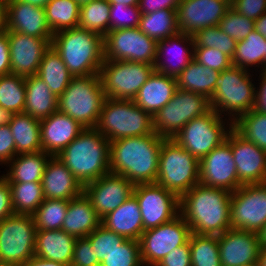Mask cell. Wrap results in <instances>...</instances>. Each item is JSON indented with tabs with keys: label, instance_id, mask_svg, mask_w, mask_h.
Returning <instances> with one entry per match:
<instances>
[{
	"label": "cell",
	"instance_id": "obj_1",
	"mask_svg": "<svg viewBox=\"0 0 266 266\" xmlns=\"http://www.w3.org/2000/svg\"><path fill=\"white\" fill-rule=\"evenodd\" d=\"M231 192L196 184L180 198V215L191 232L219 236L231 229Z\"/></svg>",
	"mask_w": 266,
	"mask_h": 266
},
{
	"label": "cell",
	"instance_id": "obj_31",
	"mask_svg": "<svg viewBox=\"0 0 266 266\" xmlns=\"http://www.w3.org/2000/svg\"><path fill=\"white\" fill-rule=\"evenodd\" d=\"M25 88L24 113L41 120L58 111V97L37 75L25 77Z\"/></svg>",
	"mask_w": 266,
	"mask_h": 266
},
{
	"label": "cell",
	"instance_id": "obj_2",
	"mask_svg": "<svg viewBox=\"0 0 266 266\" xmlns=\"http://www.w3.org/2000/svg\"><path fill=\"white\" fill-rule=\"evenodd\" d=\"M164 139L153 132L110 142V172L124 176L134 185L156 183Z\"/></svg>",
	"mask_w": 266,
	"mask_h": 266
},
{
	"label": "cell",
	"instance_id": "obj_64",
	"mask_svg": "<svg viewBox=\"0 0 266 266\" xmlns=\"http://www.w3.org/2000/svg\"><path fill=\"white\" fill-rule=\"evenodd\" d=\"M19 2H25L31 5L44 8L51 0H17Z\"/></svg>",
	"mask_w": 266,
	"mask_h": 266
},
{
	"label": "cell",
	"instance_id": "obj_30",
	"mask_svg": "<svg viewBox=\"0 0 266 266\" xmlns=\"http://www.w3.org/2000/svg\"><path fill=\"white\" fill-rule=\"evenodd\" d=\"M184 41L187 43L189 41L188 44L191 45L192 50L189 51L188 47L185 48V47H183V45L182 46L180 45V44L185 43ZM168 46L171 47V48L169 47L170 50H168ZM172 48H173V51L175 50V54L173 53L174 56H176V59L177 58L179 59L178 60L179 62H177L178 64L177 63L175 65L172 64L173 65L172 66L168 62H166V63H165V61L163 62V59L160 62V60H161L160 58H162V56L165 53L170 52ZM193 48H194L193 36L186 35L183 33H177L176 35L170 36L166 39H163L162 41H158L157 42V51H156V60L154 63L155 71L160 73V74H164V75L176 78L188 66V64L193 60V57H194ZM176 49H178V50H176ZM177 54H179V55H177Z\"/></svg>",
	"mask_w": 266,
	"mask_h": 266
},
{
	"label": "cell",
	"instance_id": "obj_17",
	"mask_svg": "<svg viewBox=\"0 0 266 266\" xmlns=\"http://www.w3.org/2000/svg\"><path fill=\"white\" fill-rule=\"evenodd\" d=\"M199 183L234 192L242 184L238 180L231 150V130L227 139L200 160Z\"/></svg>",
	"mask_w": 266,
	"mask_h": 266
},
{
	"label": "cell",
	"instance_id": "obj_8",
	"mask_svg": "<svg viewBox=\"0 0 266 266\" xmlns=\"http://www.w3.org/2000/svg\"><path fill=\"white\" fill-rule=\"evenodd\" d=\"M247 70L231 66L220 72L216 89L209 100L210 108L219 115H222L223 111L226 113L229 111L228 114H232L233 117L230 121L233 123L255 106L256 89L250 81V73L248 74Z\"/></svg>",
	"mask_w": 266,
	"mask_h": 266
},
{
	"label": "cell",
	"instance_id": "obj_37",
	"mask_svg": "<svg viewBox=\"0 0 266 266\" xmlns=\"http://www.w3.org/2000/svg\"><path fill=\"white\" fill-rule=\"evenodd\" d=\"M266 38L256 30H253L245 39L237 42L232 66L247 69V67L262 65L265 70Z\"/></svg>",
	"mask_w": 266,
	"mask_h": 266
},
{
	"label": "cell",
	"instance_id": "obj_48",
	"mask_svg": "<svg viewBox=\"0 0 266 266\" xmlns=\"http://www.w3.org/2000/svg\"><path fill=\"white\" fill-rule=\"evenodd\" d=\"M86 238L90 241L91 246L94 247L95 255L100 263L126 240L125 237L106 229L101 224Z\"/></svg>",
	"mask_w": 266,
	"mask_h": 266
},
{
	"label": "cell",
	"instance_id": "obj_10",
	"mask_svg": "<svg viewBox=\"0 0 266 266\" xmlns=\"http://www.w3.org/2000/svg\"><path fill=\"white\" fill-rule=\"evenodd\" d=\"M154 71V66L146 63L104 60L99 76L105 97L133 100Z\"/></svg>",
	"mask_w": 266,
	"mask_h": 266
},
{
	"label": "cell",
	"instance_id": "obj_53",
	"mask_svg": "<svg viewBox=\"0 0 266 266\" xmlns=\"http://www.w3.org/2000/svg\"><path fill=\"white\" fill-rule=\"evenodd\" d=\"M156 266H192L189 240L171 250Z\"/></svg>",
	"mask_w": 266,
	"mask_h": 266
},
{
	"label": "cell",
	"instance_id": "obj_62",
	"mask_svg": "<svg viewBox=\"0 0 266 266\" xmlns=\"http://www.w3.org/2000/svg\"><path fill=\"white\" fill-rule=\"evenodd\" d=\"M13 113L10 110L0 106V126L8 125L11 121Z\"/></svg>",
	"mask_w": 266,
	"mask_h": 266
},
{
	"label": "cell",
	"instance_id": "obj_34",
	"mask_svg": "<svg viewBox=\"0 0 266 266\" xmlns=\"http://www.w3.org/2000/svg\"><path fill=\"white\" fill-rule=\"evenodd\" d=\"M9 163L11 165L6 174L7 183L41 182L48 158L43 151L17 154Z\"/></svg>",
	"mask_w": 266,
	"mask_h": 266
},
{
	"label": "cell",
	"instance_id": "obj_60",
	"mask_svg": "<svg viewBox=\"0 0 266 266\" xmlns=\"http://www.w3.org/2000/svg\"><path fill=\"white\" fill-rule=\"evenodd\" d=\"M7 30V3L0 2V34Z\"/></svg>",
	"mask_w": 266,
	"mask_h": 266
},
{
	"label": "cell",
	"instance_id": "obj_24",
	"mask_svg": "<svg viewBox=\"0 0 266 266\" xmlns=\"http://www.w3.org/2000/svg\"><path fill=\"white\" fill-rule=\"evenodd\" d=\"M7 28L43 39H52L54 35L47 24L44 8L17 0L7 3Z\"/></svg>",
	"mask_w": 266,
	"mask_h": 266
},
{
	"label": "cell",
	"instance_id": "obj_57",
	"mask_svg": "<svg viewBox=\"0 0 266 266\" xmlns=\"http://www.w3.org/2000/svg\"><path fill=\"white\" fill-rule=\"evenodd\" d=\"M11 73L10 52L7 33L0 34V76Z\"/></svg>",
	"mask_w": 266,
	"mask_h": 266
},
{
	"label": "cell",
	"instance_id": "obj_35",
	"mask_svg": "<svg viewBox=\"0 0 266 266\" xmlns=\"http://www.w3.org/2000/svg\"><path fill=\"white\" fill-rule=\"evenodd\" d=\"M37 76L47 84L51 92L57 97L63 94L73 78L60 55L52 46L44 53Z\"/></svg>",
	"mask_w": 266,
	"mask_h": 266
},
{
	"label": "cell",
	"instance_id": "obj_15",
	"mask_svg": "<svg viewBox=\"0 0 266 266\" xmlns=\"http://www.w3.org/2000/svg\"><path fill=\"white\" fill-rule=\"evenodd\" d=\"M191 230L181 215L172 221L145 230L139 240L143 265L156 266L171 250L184 245Z\"/></svg>",
	"mask_w": 266,
	"mask_h": 266
},
{
	"label": "cell",
	"instance_id": "obj_55",
	"mask_svg": "<svg viewBox=\"0 0 266 266\" xmlns=\"http://www.w3.org/2000/svg\"><path fill=\"white\" fill-rule=\"evenodd\" d=\"M181 0H139L141 14H149L162 9L177 11Z\"/></svg>",
	"mask_w": 266,
	"mask_h": 266
},
{
	"label": "cell",
	"instance_id": "obj_11",
	"mask_svg": "<svg viewBox=\"0 0 266 266\" xmlns=\"http://www.w3.org/2000/svg\"><path fill=\"white\" fill-rule=\"evenodd\" d=\"M210 109L204 95L177 89L170 102L153 117V130L160 137L173 139L189 121Z\"/></svg>",
	"mask_w": 266,
	"mask_h": 266
},
{
	"label": "cell",
	"instance_id": "obj_14",
	"mask_svg": "<svg viewBox=\"0 0 266 266\" xmlns=\"http://www.w3.org/2000/svg\"><path fill=\"white\" fill-rule=\"evenodd\" d=\"M266 223V183L245 184L231 193V229L258 233Z\"/></svg>",
	"mask_w": 266,
	"mask_h": 266
},
{
	"label": "cell",
	"instance_id": "obj_9",
	"mask_svg": "<svg viewBox=\"0 0 266 266\" xmlns=\"http://www.w3.org/2000/svg\"><path fill=\"white\" fill-rule=\"evenodd\" d=\"M36 231L32 215L13 214L0 221V264L23 266L35 256Z\"/></svg>",
	"mask_w": 266,
	"mask_h": 266
},
{
	"label": "cell",
	"instance_id": "obj_49",
	"mask_svg": "<svg viewBox=\"0 0 266 266\" xmlns=\"http://www.w3.org/2000/svg\"><path fill=\"white\" fill-rule=\"evenodd\" d=\"M140 17L138 6L110 5V31L136 28L139 26Z\"/></svg>",
	"mask_w": 266,
	"mask_h": 266
},
{
	"label": "cell",
	"instance_id": "obj_46",
	"mask_svg": "<svg viewBox=\"0 0 266 266\" xmlns=\"http://www.w3.org/2000/svg\"><path fill=\"white\" fill-rule=\"evenodd\" d=\"M143 266L140 243L138 240L126 239L117 246L100 263V266Z\"/></svg>",
	"mask_w": 266,
	"mask_h": 266
},
{
	"label": "cell",
	"instance_id": "obj_28",
	"mask_svg": "<svg viewBox=\"0 0 266 266\" xmlns=\"http://www.w3.org/2000/svg\"><path fill=\"white\" fill-rule=\"evenodd\" d=\"M76 239L62 229H37L35 256L70 266Z\"/></svg>",
	"mask_w": 266,
	"mask_h": 266
},
{
	"label": "cell",
	"instance_id": "obj_36",
	"mask_svg": "<svg viewBox=\"0 0 266 266\" xmlns=\"http://www.w3.org/2000/svg\"><path fill=\"white\" fill-rule=\"evenodd\" d=\"M138 28L156 42L179 33L177 11L162 9L141 14Z\"/></svg>",
	"mask_w": 266,
	"mask_h": 266
},
{
	"label": "cell",
	"instance_id": "obj_19",
	"mask_svg": "<svg viewBox=\"0 0 266 266\" xmlns=\"http://www.w3.org/2000/svg\"><path fill=\"white\" fill-rule=\"evenodd\" d=\"M230 7L228 0H181L177 8L179 33L194 36L206 27L218 26Z\"/></svg>",
	"mask_w": 266,
	"mask_h": 266
},
{
	"label": "cell",
	"instance_id": "obj_65",
	"mask_svg": "<svg viewBox=\"0 0 266 266\" xmlns=\"http://www.w3.org/2000/svg\"><path fill=\"white\" fill-rule=\"evenodd\" d=\"M258 266H266V247H261L259 251Z\"/></svg>",
	"mask_w": 266,
	"mask_h": 266
},
{
	"label": "cell",
	"instance_id": "obj_68",
	"mask_svg": "<svg viewBox=\"0 0 266 266\" xmlns=\"http://www.w3.org/2000/svg\"><path fill=\"white\" fill-rule=\"evenodd\" d=\"M10 1H12V0H0V2H4V3H8Z\"/></svg>",
	"mask_w": 266,
	"mask_h": 266
},
{
	"label": "cell",
	"instance_id": "obj_21",
	"mask_svg": "<svg viewBox=\"0 0 266 266\" xmlns=\"http://www.w3.org/2000/svg\"><path fill=\"white\" fill-rule=\"evenodd\" d=\"M231 150L242 185L266 183V151L231 129Z\"/></svg>",
	"mask_w": 266,
	"mask_h": 266
},
{
	"label": "cell",
	"instance_id": "obj_69",
	"mask_svg": "<svg viewBox=\"0 0 266 266\" xmlns=\"http://www.w3.org/2000/svg\"><path fill=\"white\" fill-rule=\"evenodd\" d=\"M0 266H12V265H9V264H0Z\"/></svg>",
	"mask_w": 266,
	"mask_h": 266
},
{
	"label": "cell",
	"instance_id": "obj_51",
	"mask_svg": "<svg viewBox=\"0 0 266 266\" xmlns=\"http://www.w3.org/2000/svg\"><path fill=\"white\" fill-rule=\"evenodd\" d=\"M70 266H100L94 247L86 237L76 239Z\"/></svg>",
	"mask_w": 266,
	"mask_h": 266
},
{
	"label": "cell",
	"instance_id": "obj_47",
	"mask_svg": "<svg viewBox=\"0 0 266 266\" xmlns=\"http://www.w3.org/2000/svg\"><path fill=\"white\" fill-rule=\"evenodd\" d=\"M254 25V20L237 13L231 7L226 11L224 17L218 23L219 29L237 42L242 41L255 30Z\"/></svg>",
	"mask_w": 266,
	"mask_h": 266
},
{
	"label": "cell",
	"instance_id": "obj_41",
	"mask_svg": "<svg viewBox=\"0 0 266 266\" xmlns=\"http://www.w3.org/2000/svg\"><path fill=\"white\" fill-rule=\"evenodd\" d=\"M26 99L25 77L16 74L0 76V106L12 113L24 112Z\"/></svg>",
	"mask_w": 266,
	"mask_h": 266
},
{
	"label": "cell",
	"instance_id": "obj_6",
	"mask_svg": "<svg viewBox=\"0 0 266 266\" xmlns=\"http://www.w3.org/2000/svg\"><path fill=\"white\" fill-rule=\"evenodd\" d=\"M105 99L99 74L73 77L58 97V111L85 128H95Z\"/></svg>",
	"mask_w": 266,
	"mask_h": 266
},
{
	"label": "cell",
	"instance_id": "obj_63",
	"mask_svg": "<svg viewBox=\"0 0 266 266\" xmlns=\"http://www.w3.org/2000/svg\"><path fill=\"white\" fill-rule=\"evenodd\" d=\"M110 5L138 6L139 0H108Z\"/></svg>",
	"mask_w": 266,
	"mask_h": 266
},
{
	"label": "cell",
	"instance_id": "obj_54",
	"mask_svg": "<svg viewBox=\"0 0 266 266\" xmlns=\"http://www.w3.org/2000/svg\"><path fill=\"white\" fill-rule=\"evenodd\" d=\"M16 156V145L9 125L0 126V163L9 164Z\"/></svg>",
	"mask_w": 266,
	"mask_h": 266
},
{
	"label": "cell",
	"instance_id": "obj_39",
	"mask_svg": "<svg viewBox=\"0 0 266 266\" xmlns=\"http://www.w3.org/2000/svg\"><path fill=\"white\" fill-rule=\"evenodd\" d=\"M14 214L33 215L45 199L41 182L8 183Z\"/></svg>",
	"mask_w": 266,
	"mask_h": 266
},
{
	"label": "cell",
	"instance_id": "obj_59",
	"mask_svg": "<svg viewBox=\"0 0 266 266\" xmlns=\"http://www.w3.org/2000/svg\"><path fill=\"white\" fill-rule=\"evenodd\" d=\"M23 266H68V265L33 256Z\"/></svg>",
	"mask_w": 266,
	"mask_h": 266
},
{
	"label": "cell",
	"instance_id": "obj_56",
	"mask_svg": "<svg viewBox=\"0 0 266 266\" xmlns=\"http://www.w3.org/2000/svg\"><path fill=\"white\" fill-rule=\"evenodd\" d=\"M1 177H0V221L14 214L10 187L6 182V176L3 175Z\"/></svg>",
	"mask_w": 266,
	"mask_h": 266
},
{
	"label": "cell",
	"instance_id": "obj_45",
	"mask_svg": "<svg viewBox=\"0 0 266 266\" xmlns=\"http://www.w3.org/2000/svg\"><path fill=\"white\" fill-rule=\"evenodd\" d=\"M193 39L194 47L215 48L231 59L237 44L235 39L226 35L218 26H209L198 31Z\"/></svg>",
	"mask_w": 266,
	"mask_h": 266
},
{
	"label": "cell",
	"instance_id": "obj_16",
	"mask_svg": "<svg viewBox=\"0 0 266 266\" xmlns=\"http://www.w3.org/2000/svg\"><path fill=\"white\" fill-rule=\"evenodd\" d=\"M133 195L139 204L144 231L180 215V198L157 183L136 184Z\"/></svg>",
	"mask_w": 266,
	"mask_h": 266
},
{
	"label": "cell",
	"instance_id": "obj_50",
	"mask_svg": "<svg viewBox=\"0 0 266 266\" xmlns=\"http://www.w3.org/2000/svg\"><path fill=\"white\" fill-rule=\"evenodd\" d=\"M193 50V59L205 67L222 72L232 66L231 58L215 48L194 47Z\"/></svg>",
	"mask_w": 266,
	"mask_h": 266
},
{
	"label": "cell",
	"instance_id": "obj_13",
	"mask_svg": "<svg viewBox=\"0 0 266 266\" xmlns=\"http://www.w3.org/2000/svg\"><path fill=\"white\" fill-rule=\"evenodd\" d=\"M157 42L138 27L109 31L104 36V60L146 63L154 66Z\"/></svg>",
	"mask_w": 266,
	"mask_h": 266
},
{
	"label": "cell",
	"instance_id": "obj_40",
	"mask_svg": "<svg viewBox=\"0 0 266 266\" xmlns=\"http://www.w3.org/2000/svg\"><path fill=\"white\" fill-rule=\"evenodd\" d=\"M78 27L105 36L110 31V3L93 0L80 6Z\"/></svg>",
	"mask_w": 266,
	"mask_h": 266
},
{
	"label": "cell",
	"instance_id": "obj_38",
	"mask_svg": "<svg viewBox=\"0 0 266 266\" xmlns=\"http://www.w3.org/2000/svg\"><path fill=\"white\" fill-rule=\"evenodd\" d=\"M44 10L47 24L53 34L78 27L80 5L75 0H51Z\"/></svg>",
	"mask_w": 266,
	"mask_h": 266
},
{
	"label": "cell",
	"instance_id": "obj_4",
	"mask_svg": "<svg viewBox=\"0 0 266 266\" xmlns=\"http://www.w3.org/2000/svg\"><path fill=\"white\" fill-rule=\"evenodd\" d=\"M51 46L73 75L99 74L104 61V37L79 27L54 33Z\"/></svg>",
	"mask_w": 266,
	"mask_h": 266
},
{
	"label": "cell",
	"instance_id": "obj_61",
	"mask_svg": "<svg viewBox=\"0 0 266 266\" xmlns=\"http://www.w3.org/2000/svg\"><path fill=\"white\" fill-rule=\"evenodd\" d=\"M255 30L266 38V12L255 20Z\"/></svg>",
	"mask_w": 266,
	"mask_h": 266
},
{
	"label": "cell",
	"instance_id": "obj_42",
	"mask_svg": "<svg viewBox=\"0 0 266 266\" xmlns=\"http://www.w3.org/2000/svg\"><path fill=\"white\" fill-rule=\"evenodd\" d=\"M189 242L192 266H221L218 236L191 232Z\"/></svg>",
	"mask_w": 266,
	"mask_h": 266
},
{
	"label": "cell",
	"instance_id": "obj_25",
	"mask_svg": "<svg viewBox=\"0 0 266 266\" xmlns=\"http://www.w3.org/2000/svg\"><path fill=\"white\" fill-rule=\"evenodd\" d=\"M41 183L45 199L70 200L84 190V186L57 156L49 158Z\"/></svg>",
	"mask_w": 266,
	"mask_h": 266
},
{
	"label": "cell",
	"instance_id": "obj_18",
	"mask_svg": "<svg viewBox=\"0 0 266 266\" xmlns=\"http://www.w3.org/2000/svg\"><path fill=\"white\" fill-rule=\"evenodd\" d=\"M134 186L124 176L109 172L85 184L83 192L90 199L98 216L102 218L133 195Z\"/></svg>",
	"mask_w": 266,
	"mask_h": 266
},
{
	"label": "cell",
	"instance_id": "obj_29",
	"mask_svg": "<svg viewBox=\"0 0 266 266\" xmlns=\"http://www.w3.org/2000/svg\"><path fill=\"white\" fill-rule=\"evenodd\" d=\"M101 224V218L83 192L69 200L62 230L76 238L87 237Z\"/></svg>",
	"mask_w": 266,
	"mask_h": 266
},
{
	"label": "cell",
	"instance_id": "obj_23",
	"mask_svg": "<svg viewBox=\"0 0 266 266\" xmlns=\"http://www.w3.org/2000/svg\"><path fill=\"white\" fill-rule=\"evenodd\" d=\"M79 122L59 111L40 120L42 151L57 156L83 130Z\"/></svg>",
	"mask_w": 266,
	"mask_h": 266
},
{
	"label": "cell",
	"instance_id": "obj_12",
	"mask_svg": "<svg viewBox=\"0 0 266 266\" xmlns=\"http://www.w3.org/2000/svg\"><path fill=\"white\" fill-rule=\"evenodd\" d=\"M221 115L210 109L202 116L189 121L173 139L199 161L214 148L222 144L233 128V122L229 124V130L225 131V123Z\"/></svg>",
	"mask_w": 266,
	"mask_h": 266
},
{
	"label": "cell",
	"instance_id": "obj_32",
	"mask_svg": "<svg viewBox=\"0 0 266 266\" xmlns=\"http://www.w3.org/2000/svg\"><path fill=\"white\" fill-rule=\"evenodd\" d=\"M14 137L16 155L42 151L40 120L27 113H13L8 124Z\"/></svg>",
	"mask_w": 266,
	"mask_h": 266
},
{
	"label": "cell",
	"instance_id": "obj_27",
	"mask_svg": "<svg viewBox=\"0 0 266 266\" xmlns=\"http://www.w3.org/2000/svg\"><path fill=\"white\" fill-rule=\"evenodd\" d=\"M101 225L126 239L139 241L144 228L136 197L131 195L115 210L102 217Z\"/></svg>",
	"mask_w": 266,
	"mask_h": 266
},
{
	"label": "cell",
	"instance_id": "obj_26",
	"mask_svg": "<svg viewBox=\"0 0 266 266\" xmlns=\"http://www.w3.org/2000/svg\"><path fill=\"white\" fill-rule=\"evenodd\" d=\"M177 89L176 78L154 71L133 101L154 117L162 107L170 102Z\"/></svg>",
	"mask_w": 266,
	"mask_h": 266
},
{
	"label": "cell",
	"instance_id": "obj_22",
	"mask_svg": "<svg viewBox=\"0 0 266 266\" xmlns=\"http://www.w3.org/2000/svg\"><path fill=\"white\" fill-rule=\"evenodd\" d=\"M221 266L257 264L260 241L258 233L229 229L218 236Z\"/></svg>",
	"mask_w": 266,
	"mask_h": 266
},
{
	"label": "cell",
	"instance_id": "obj_43",
	"mask_svg": "<svg viewBox=\"0 0 266 266\" xmlns=\"http://www.w3.org/2000/svg\"><path fill=\"white\" fill-rule=\"evenodd\" d=\"M233 128L247 141L266 151V113L253 108L237 118Z\"/></svg>",
	"mask_w": 266,
	"mask_h": 266
},
{
	"label": "cell",
	"instance_id": "obj_5",
	"mask_svg": "<svg viewBox=\"0 0 266 266\" xmlns=\"http://www.w3.org/2000/svg\"><path fill=\"white\" fill-rule=\"evenodd\" d=\"M95 128L110 142L152 134L153 117L133 100L106 98Z\"/></svg>",
	"mask_w": 266,
	"mask_h": 266
},
{
	"label": "cell",
	"instance_id": "obj_3",
	"mask_svg": "<svg viewBox=\"0 0 266 266\" xmlns=\"http://www.w3.org/2000/svg\"><path fill=\"white\" fill-rule=\"evenodd\" d=\"M57 157L84 186L110 172V141L85 128Z\"/></svg>",
	"mask_w": 266,
	"mask_h": 266
},
{
	"label": "cell",
	"instance_id": "obj_66",
	"mask_svg": "<svg viewBox=\"0 0 266 266\" xmlns=\"http://www.w3.org/2000/svg\"><path fill=\"white\" fill-rule=\"evenodd\" d=\"M258 237L261 247H266V223L263 225V228L258 232Z\"/></svg>",
	"mask_w": 266,
	"mask_h": 266
},
{
	"label": "cell",
	"instance_id": "obj_52",
	"mask_svg": "<svg viewBox=\"0 0 266 266\" xmlns=\"http://www.w3.org/2000/svg\"><path fill=\"white\" fill-rule=\"evenodd\" d=\"M230 6L237 13L254 21L266 12V0H232Z\"/></svg>",
	"mask_w": 266,
	"mask_h": 266
},
{
	"label": "cell",
	"instance_id": "obj_33",
	"mask_svg": "<svg viewBox=\"0 0 266 266\" xmlns=\"http://www.w3.org/2000/svg\"><path fill=\"white\" fill-rule=\"evenodd\" d=\"M219 74V71L205 67L193 59L176 77L177 87L183 91L204 95L210 100Z\"/></svg>",
	"mask_w": 266,
	"mask_h": 266
},
{
	"label": "cell",
	"instance_id": "obj_7",
	"mask_svg": "<svg viewBox=\"0 0 266 266\" xmlns=\"http://www.w3.org/2000/svg\"><path fill=\"white\" fill-rule=\"evenodd\" d=\"M200 161L174 139H164L156 183L179 198L199 184Z\"/></svg>",
	"mask_w": 266,
	"mask_h": 266
},
{
	"label": "cell",
	"instance_id": "obj_58",
	"mask_svg": "<svg viewBox=\"0 0 266 266\" xmlns=\"http://www.w3.org/2000/svg\"><path fill=\"white\" fill-rule=\"evenodd\" d=\"M261 85L259 91L256 90V102L254 109L266 113V70H261Z\"/></svg>",
	"mask_w": 266,
	"mask_h": 266
},
{
	"label": "cell",
	"instance_id": "obj_67",
	"mask_svg": "<svg viewBox=\"0 0 266 266\" xmlns=\"http://www.w3.org/2000/svg\"><path fill=\"white\" fill-rule=\"evenodd\" d=\"M80 6L86 3H90L93 0H75Z\"/></svg>",
	"mask_w": 266,
	"mask_h": 266
},
{
	"label": "cell",
	"instance_id": "obj_44",
	"mask_svg": "<svg viewBox=\"0 0 266 266\" xmlns=\"http://www.w3.org/2000/svg\"><path fill=\"white\" fill-rule=\"evenodd\" d=\"M69 200L44 199L32 215L36 229L58 230L62 228Z\"/></svg>",
	"mask_w": 266,
	"mask_h": 266
},
{
	"label": "cell",
	"instance_id": "obj_20",
	"mask_svg": "<svg viewBox=\"0 0 266 266\" xmlns=\"http://www.w3.org/2000/svg\"><path fill=\"white\" fill-rule=\"evenodd\" d=\"M11 73L24 77L37 75L44 53L51 46L52 39L31 37L7 30Z\"/></svg>",
	"mask_w": 266,
	"mask_h": 266
}]
</instances>
